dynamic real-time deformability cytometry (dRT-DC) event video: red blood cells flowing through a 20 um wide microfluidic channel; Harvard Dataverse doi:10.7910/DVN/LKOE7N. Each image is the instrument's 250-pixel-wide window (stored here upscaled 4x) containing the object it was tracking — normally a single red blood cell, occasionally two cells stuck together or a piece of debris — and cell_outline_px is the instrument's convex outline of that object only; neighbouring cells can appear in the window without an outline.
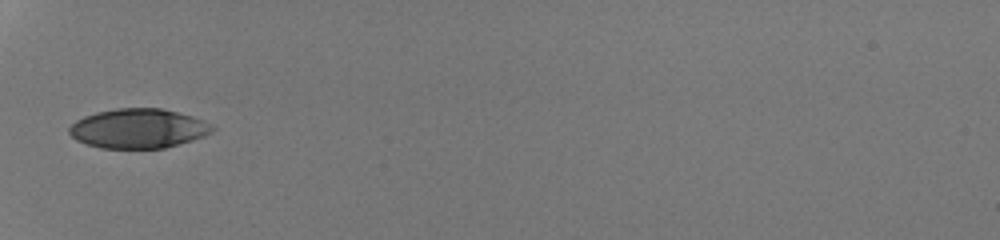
{"species": "human", "species_latin": "Homo sapiens", "temperature_condition": "room temperature", "stored_images_in_passage": 31, "camera_frame_rate_fps": 3000, "um_per_image_px": 0.085, "donor": {"sex": "male"}, "frame": {"image": 1, "passage_image": 1, "time_ms": 0.0, "image_size_px": [1000, 240], "cell_outline_px": [[216, 128], [212, 132], [204, 136], [192, 140], [164, 148], [100, 148], [76, 140], [68, 132], [68, 128], [76, 120], [84, 116], [96, 112], [116, 108], [160, 108], [192, 116], [204, 120], [212, 124]], "centroid_in_image_um": [11.76, 10.92], "position_along_channel_um": 73.2, "area_um2": 32.95}}
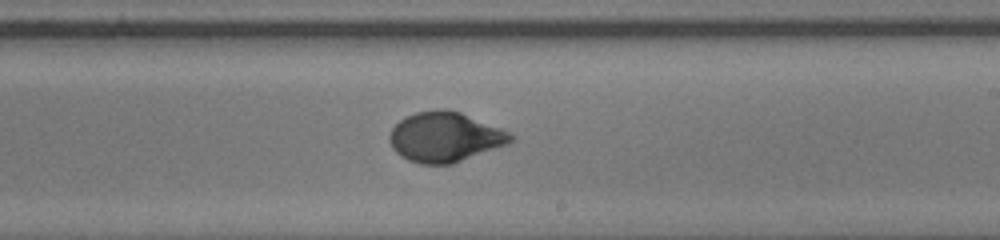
{"frame": {"image": 2, "passage_image": 14, "time_ms": 4.333, "image_size_px": [1000, 240], "cell_outline_px": [[516, 140], [508, 144], [452, 164], [420, 164], [408, 160], [400, 156], [392, 148], [388, 140], [388, 136], [392, 128], [400, 120], [416, 112], [440, 108], [444, 108], [460, 112], [500, 128], [516, 136]], "centroid_in_image_um": [37.81, 11.65], "position_along_channel_um": 251.2, "area_um2": 35.32}}
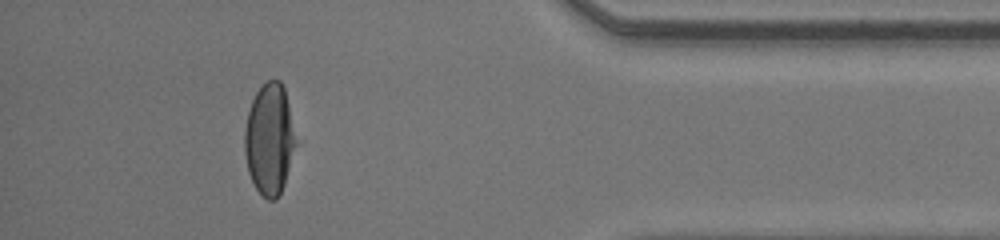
{"frame": {"image": 3, "passage_image": 27, "time_ms": 8.667, "image_size_px": [1000, 240], "cell_outline_px": [[296, 144], [284, 184], [276, 200], [268, 200], [256, 188], [248, 172], [244, 152], [244, 132], [248, 112], [252, 100], [256, 92], [268, 80], [280, 80], [284, 88], [288, 104], [296, 140]], "centroid_in_image_um": [22.89, 11.84], "position_along_channel_um": 412.3, "area_um2": 32.77}, "authors_computed_cell_mechanics": {"area_um2": 34.68, "velocity_mm_per_s": 4.2975, "shape_relaxation_time_tau1_ms": 3.8953, "shape_relaxation_time_tau2_ms": null, "deformation_change_tau1": 0.198, "deformation_change_tau2": null}}